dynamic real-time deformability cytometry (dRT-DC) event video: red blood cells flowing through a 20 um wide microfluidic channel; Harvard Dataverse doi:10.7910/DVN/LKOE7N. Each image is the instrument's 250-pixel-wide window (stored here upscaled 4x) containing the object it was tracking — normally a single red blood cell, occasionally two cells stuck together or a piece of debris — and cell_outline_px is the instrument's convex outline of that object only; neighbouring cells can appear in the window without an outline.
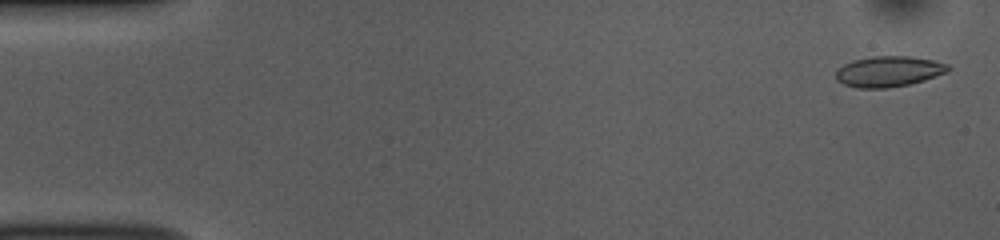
{"species": "common noctule bat (a hibernating species)", "species_latin": "Nyctalus noctula", "temperature_condition": "room temperature", "stored_images_in_passage": 52, "camera_frame_rate_fps": 3000, "um_per_image_px": 0.085, "animal": {"sex": "female", "body_mass_g": 10.0, "forearm_length_mm": 53.1}, "frame": {"image": 1, "passage_image": 2, "time_ms": 0.333, "image_size_px": [1000, 240], "cell_outline_px": [[948, 72], [924, 80], [908, 84], [888, 88], [860, 88], [844, 84], [836, 80], [836, 72], [844, 64], [852, 60], [872, 56], [908, 56], [932, 60], [948, 64]], "centroid_in_image_um": [75.52, 6.07], "position_along_channel_um": 9.5, "area_um2": 19.88}}
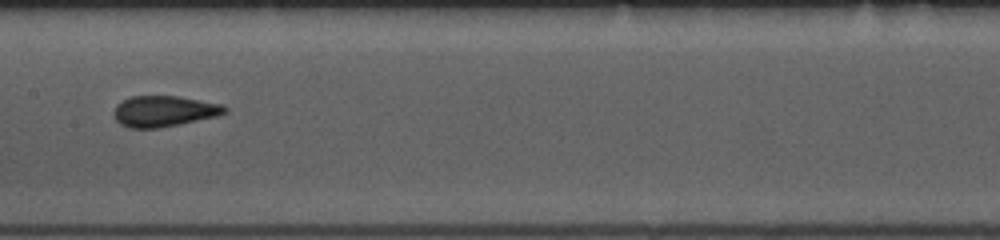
{"frame": {"image": 2, "passage_image": 26, "time_ms": 8.333, "image_size_px": [1000, 240], "cell_outline_px": [[228, 112], [216, 116], [156, 128], [128, 128], [120, 124], [116, 120], [112, 112], [116, 104], [132, 96], [180, 96], [224, 104], [228, 108]], "centroid_in_image_um": [13.93, 9.44], "position_along_channel_um": 193.5, "area_um2": 20.0}}
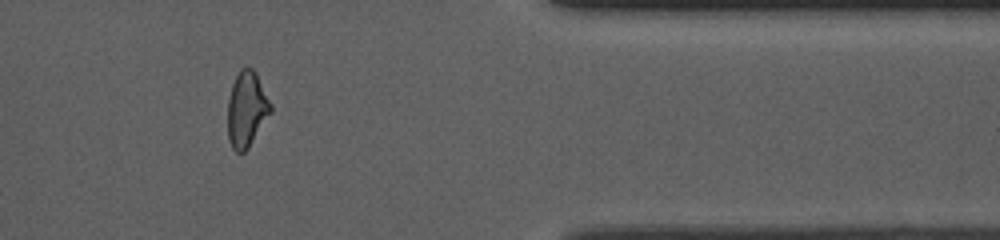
{"frame": {"image": 3, "passage_image": 43, "time_ms": 14.0, "image_size_px": [1000, 240], "cell_outline_px": [[272, 112], [248, 148], [244, 152], [236, 152], [232, 148], [228, 140], [228, 96], [232, 84], [240, 68], [248, 64], [256, 72], [272, 104]], "centroid_in_image_um": [20.97, 9.25], "position_along_channel_um": 390.4, "area_um2": 19.25}, "authors_computed_cell_mechanics": {"area_um2": 19.5653, "velocity_mm_per_s": 3.867, "shape_relaxation_time_tau1_ms": 10.9999, "shape_relaxation_time_tau2_ms": 1.2173, "deformation_change_tau1": 0.2378, "deformation_change_tau2": 0.0786}}